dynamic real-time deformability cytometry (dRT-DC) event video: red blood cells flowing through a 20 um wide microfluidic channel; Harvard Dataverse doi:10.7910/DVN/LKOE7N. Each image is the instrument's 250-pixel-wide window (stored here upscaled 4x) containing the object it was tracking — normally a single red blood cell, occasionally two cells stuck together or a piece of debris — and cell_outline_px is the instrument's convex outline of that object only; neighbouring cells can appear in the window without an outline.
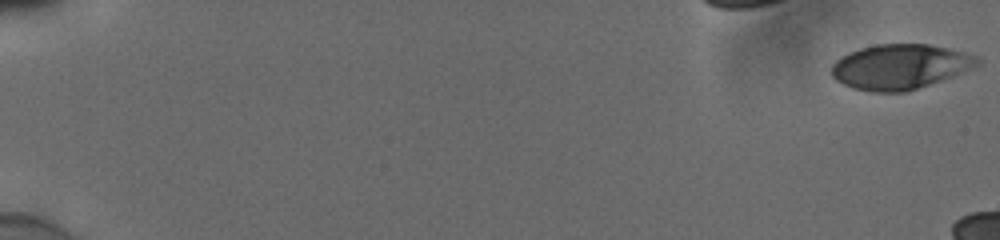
{"species": "human", "species_latin": "Homo sapiens", "temperature_condition": "cold", "stored_images_in_passage": 14, "camera_frame_rate_fps": 3000, "um_per_image_px": 0.085, "donor": {"sex": "male"}, "frame": {"image": 1, "passage_image": 1, "time_ms": 0.0, "image_size_px": [1000, 240], "cell_outline_px": [[980, 64], [952, 76], [904, 92], [872, 92], [852, 88], [836, 80], [832, 76], [832, 64], [836, 60], [860, 48], [876, 44], [928, 44], [948, 48], [980, 56]], "centroid_in_image_um": [76.5, 5.66], "position_along_channel_um": 8.5, "area_um2": 37.86}}